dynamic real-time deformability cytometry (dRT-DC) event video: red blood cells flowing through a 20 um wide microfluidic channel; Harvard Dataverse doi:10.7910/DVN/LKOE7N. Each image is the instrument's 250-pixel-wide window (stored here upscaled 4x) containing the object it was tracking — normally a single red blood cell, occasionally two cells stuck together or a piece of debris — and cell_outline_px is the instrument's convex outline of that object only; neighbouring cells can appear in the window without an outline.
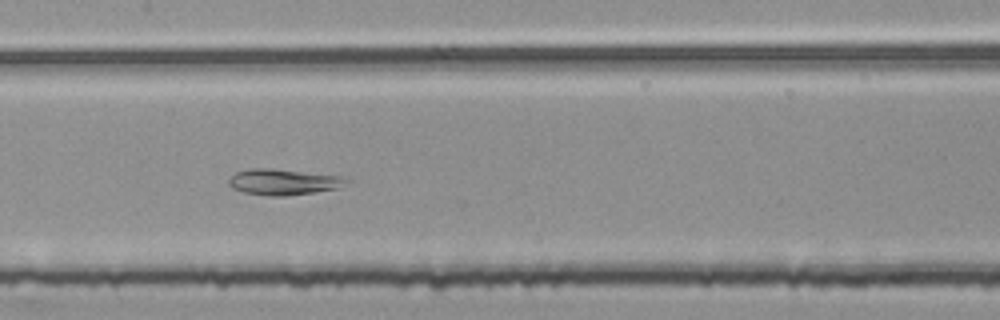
{"species": "common noctule bat (a hibernating species)", "species_latin": "Nyctalus noctula", "temperature_condition": "room temperature", "stored_images_in_passage": 53, "camera_frame_rate_fps": 3000, "um_per_image_px": 0.085, "animal": {"sex": "female", "body_mass_g": 25.1}, "frame": {"image": 1, "passage_image": 27, "time_ms": 8.667, "image_size_px": [1000, 320], "cell_outline_px": [[348, 180], [340, 188], [284, 196], [268, 196], [244, 192], [232, 188], [228, 184], [228, 180], [236, 172], [252, 168], [272, 168], [340, 176]], "centroid_in_image_um": [24.04, 15.46], "position_along_channel_um": 183.4, "area_um2": 17.57}}
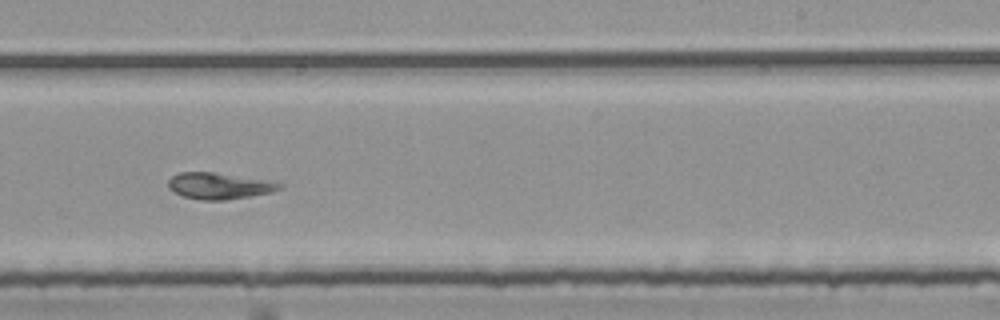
{"frame": {"image": 2, "passage_image": 34, "time_ms": 11.0, "image_size_px": [1000, 320], "cell_outline_px": [[284, 188], [272, 192], [228, 200], [200, 200], [184, 196], [168, 188], [168, 180], [172, 176], [180, 172], [212, 172], [268, 180], [284, 184]], "centroid_in_image_um": [18.66, 15.8], "position_along_channel_um": 270.3, "area_um2": 17.11}}
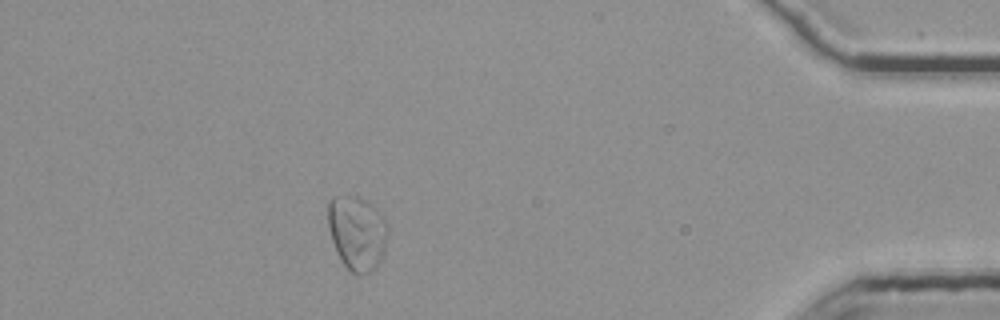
{"frame": {"image": 3, "passage_image": 49, "time_ms": 16.0, "image_size_px": [1000, 320], "cell_outline_px": [[388, 236], [384, 252], [380, 264], [372, 272], [356, 276], [344, 264], [332, 240], [328, 224], [328, 204], [336, 196], [356, 196], [368, 200], [384, 216], [388, 224]], "centroid_in_image_um": [30.41, 19.8], "position_along_channel_um": 404.8, "area_um2": 26.18}, "authors_computed_cell_mechanics": {"area_um2": 24.9118, "velocity_mm_per_s": 3.7534, "shape_relaxation_time_tau1_ms": null, "shape_relaxation_time_tau2_ms": 7.9271, "deformation_change_tau1": null, "deformation_change_tau2": 0.1095}}